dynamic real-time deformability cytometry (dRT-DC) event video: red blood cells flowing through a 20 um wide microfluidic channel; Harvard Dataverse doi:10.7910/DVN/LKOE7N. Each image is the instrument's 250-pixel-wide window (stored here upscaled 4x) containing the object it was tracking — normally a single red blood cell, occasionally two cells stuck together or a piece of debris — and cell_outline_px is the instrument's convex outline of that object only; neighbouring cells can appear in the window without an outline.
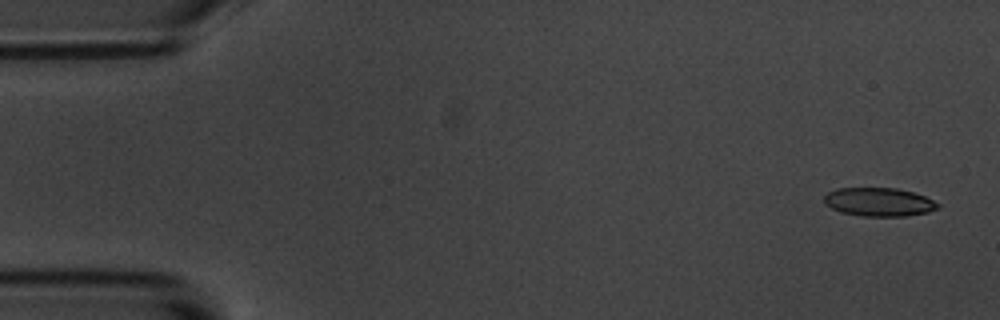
{"species": "common noctule bat (a hibernating species)", "species_latin": "Nyctalus noctula", "temperature_condition": "room temperature", "stored_images_in_passage": 5, "camera_frame_rate_fps": 3000, "um_per_image_px": 0.085, "animal": {"sex": "male", "body_mass_g": 20.1, "forearm_length_mm": 53.5}, "frame": {"image": 1, "passage_image": 1, "time_ms": 0.0, "image_size_px": [1000, 320], "cell_outline_px": [[940, 208], [928, 212], [908, 216], [860, 216], [840, 212], [824, 204], [824, 196], [828, 192], [836, 188], [896, 188], [912, 192], [924, 196], [940, 204]], "centroid_in_image_um": [74.7, 17.17], "position_along_channel_um": 10.3, "area_um2": 19.02}}
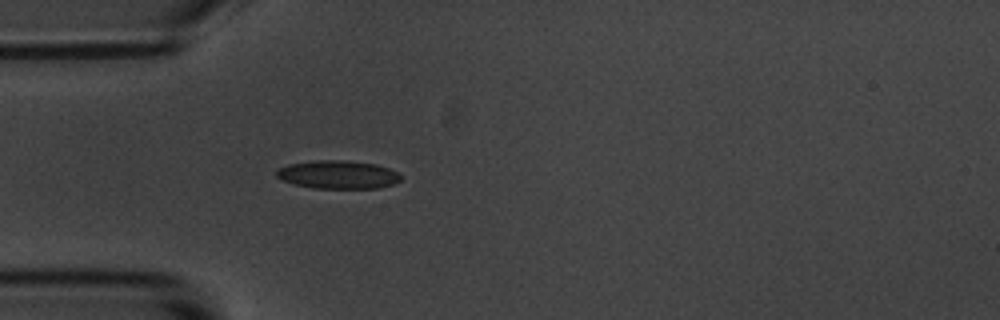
{"frame": {"image": 2, "passage_image": 5, "time_ms": 4.667, "image_size_px": [1000, 320], "cell_outline_px": [[400, 180], [392, 184], [376, 188], [312, 188], [296, 184], [284, 180], [276, 176], [276, 168], [288, 164], [312, 160], [344, 160], [376, 164], [388, 168], [396, 172], [400, 176]], "centroid_in_image_um": [28.68, 14.83], "position_along_channel_um": 56.3, "area_um2": 20.35}}